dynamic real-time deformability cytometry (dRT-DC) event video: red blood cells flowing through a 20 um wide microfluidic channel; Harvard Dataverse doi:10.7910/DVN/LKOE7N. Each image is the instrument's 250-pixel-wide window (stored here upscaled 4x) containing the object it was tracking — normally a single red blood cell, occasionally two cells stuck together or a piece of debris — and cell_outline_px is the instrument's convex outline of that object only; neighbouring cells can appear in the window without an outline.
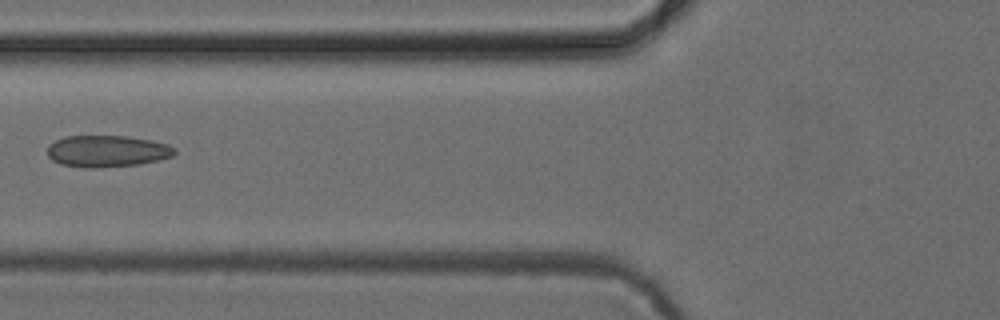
{"species": "common noctule bat (a hibernating species)", "species_latin": "Nyctalus noctula", "temperature_condition": "cold", "stored_images_in_passage": 6, "camera_frame_rate_fps": 3000, "um_per_image_px": 0.085, "animal": {"sex": "female", "body_mass_g": 24.6, "forearm_length_mm": 56.2}, "frame": {"image": 1, "passage_image": 5, "time_ms": 5.667, "image_size_px": [1000, 320], "cell_outline_px": [[176, 152], [172, 156], [160, 160], [140, 164], [92, 168], [84, 168], [60, 164], [52, 160], [48, 156], [48, 144], [64, 136], [128, 136], [168, 144], [176, 148]], "centroid_in_image_um": [9.09, 12.85], "position_along_channel_um": 116.7, "area_um2": 23.58}}
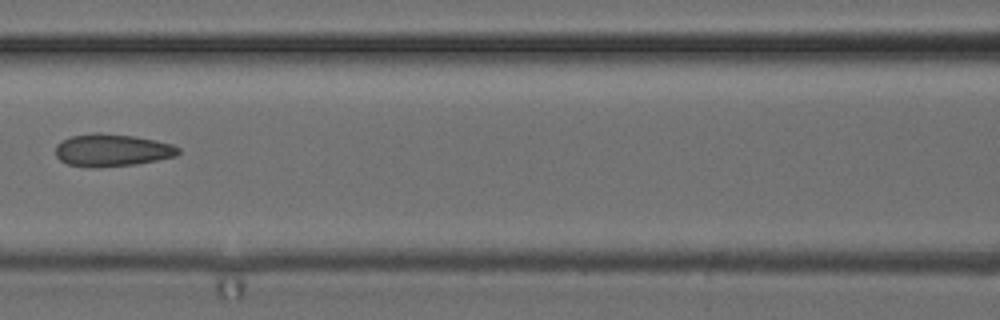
{"frame": {"image": 2, "passage_image": 6, "time_ms": 6.667, "image_size_px": [1000, 320], "cell_outline_px": [[180, 152], [176, 156], [136, 164], [96, 168], [88, 168], [68, 164], [60, 160], [56, 156], [56, 144], [72, 136], [96, 132], [100, 132], [132, 136], [156, 140], [172, 144], [180, 148]], "centroid_in_image_um": [9.52, 12.77], "position_along_channel_um": 157.1, "area_um2": 23.29}}